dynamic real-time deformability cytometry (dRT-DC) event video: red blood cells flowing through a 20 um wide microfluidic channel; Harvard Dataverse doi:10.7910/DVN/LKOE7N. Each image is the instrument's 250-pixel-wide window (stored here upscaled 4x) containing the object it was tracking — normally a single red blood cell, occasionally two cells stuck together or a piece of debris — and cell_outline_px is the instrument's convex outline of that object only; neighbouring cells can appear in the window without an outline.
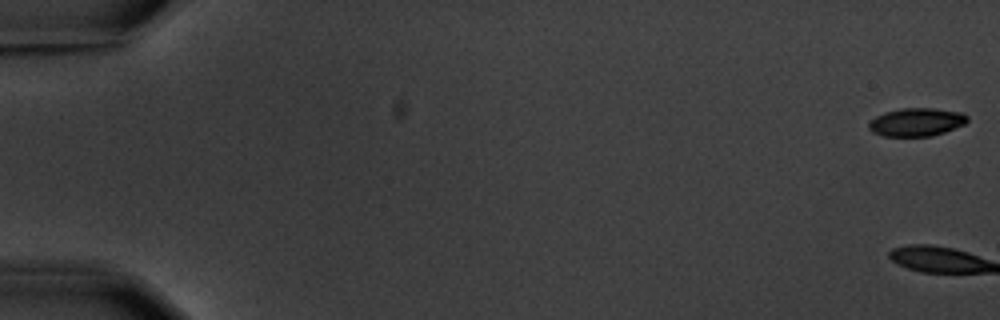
{"species": "common noctule bat (a hibernating species)", "species_latin": "Nyctalus noctula", "temperature_condition": "warm", "stored_images_in_passage": 4, "camera_frame_rate_fps": 3000, "um_per_image_px": 0.085, "animal": {"sex": "male", "body_mass_g": 20.1, "forearm_length_mm": 53.5}, "frame": {"image": 1, "passage_image": 1, "time_ms": 0.0, "image_size_px": [1000, 320], "cell_outline_px": [[968, 120], [964, 124], [944, 132], [932, 136], [884, 136], [872, 132], [868, 128], [868, 124], [876, 116], [884, 112], [900, 108], [932, 108], [964, 112], [968, 116]], "centroid_in_image_um": [77.91, 10.37], "position_along_channel_um": 7.1, "area_um2": 16.24}}